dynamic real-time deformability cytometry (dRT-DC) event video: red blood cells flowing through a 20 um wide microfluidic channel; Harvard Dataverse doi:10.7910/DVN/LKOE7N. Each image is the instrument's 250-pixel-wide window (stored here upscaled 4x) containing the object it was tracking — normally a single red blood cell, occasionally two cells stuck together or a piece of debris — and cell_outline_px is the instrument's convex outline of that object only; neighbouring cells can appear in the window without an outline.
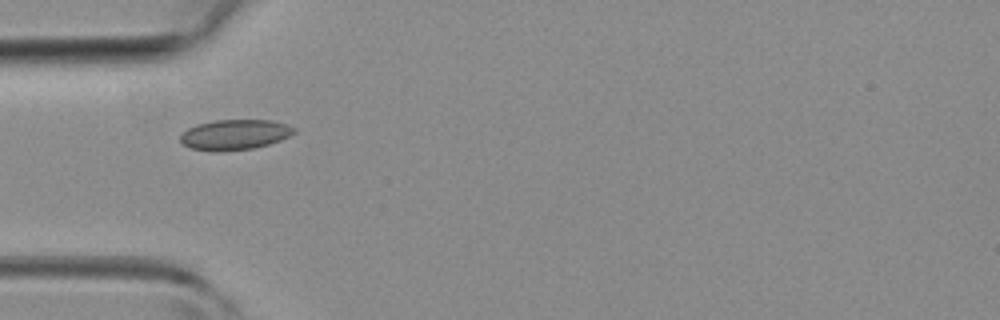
{"species": "common noctule bat (a hibernating species)", "species_latin": "Nyctalus noctula", "temperature_condition": "room temperature", "stored_images_in_passage": 32, "camera_frame_rate_fps": 3000, "um_per_image_px": 0.085, "animal": {"sex": "female", "body_mass_g": 19.3, "forearm_length_mm": 54.1}, "frame": {"image": 1, "passage_image": 1, "time_ms": 0.0, "image_size_px": [1000, 320], "cell_outline_px": [[296, 132], [280, 140], [268, 144], [252, 148], [212, 152], [188, 148], [180, 140], [180, 136], [188, 128], [196, 124], [216, 120], [272, 120], [288, 124], [296, 128]], "centroid_in_image_um": [19.95, 11.44], "position_along_channel_um": 65.1, "area_um2": 20.11}}
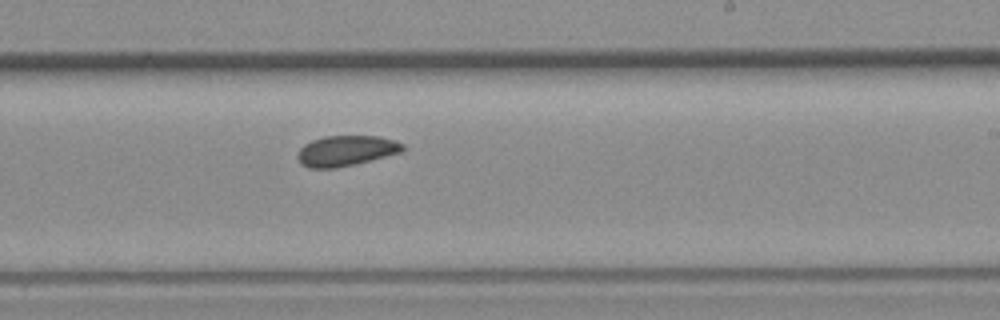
{"frame": {"image": 2, "passage_image": 14, "time_ms": 4.333, "image_size_px": [1000, 320], "cell_outline_px": [[404, 152], [356, 164], [336, 168], [308, 168], [300, 164], [296, 156], [300, 148], [304, 144], [312, 140], [324, 136], [380, 136], [396, 140], [404, 144]], "centroid_in_image_um": [29.43, 12.82], "position_along_channel_um": 259.6, "area_um2": 19.02}}
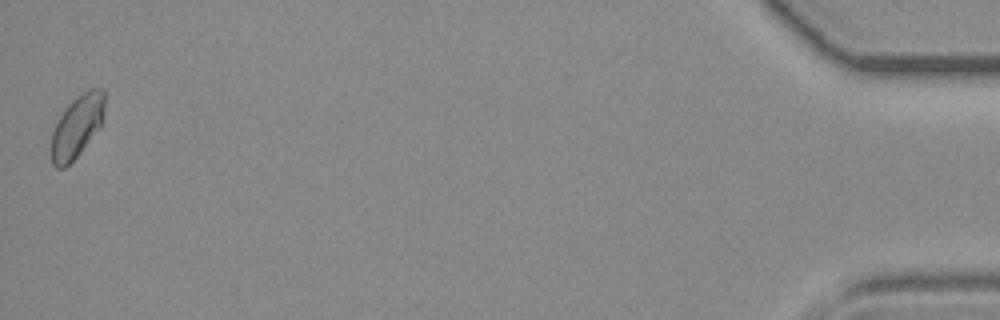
{"frame": {"image": 3, "passage_image": 32, "time_ms": 10.333, "image_size_px": [1000, 320], "cell_outline_px": [[104, 108], [100, 124], [80, 152], [64, 168], [56, 168], [52, 164], [52, 132], [64, 108], [76, 96], [92, 88], [104, 88]], "centroid_in_image_um": [6.52, 10.71], "position_along_channel_um": 428.7, "area_um2": 18.79}}